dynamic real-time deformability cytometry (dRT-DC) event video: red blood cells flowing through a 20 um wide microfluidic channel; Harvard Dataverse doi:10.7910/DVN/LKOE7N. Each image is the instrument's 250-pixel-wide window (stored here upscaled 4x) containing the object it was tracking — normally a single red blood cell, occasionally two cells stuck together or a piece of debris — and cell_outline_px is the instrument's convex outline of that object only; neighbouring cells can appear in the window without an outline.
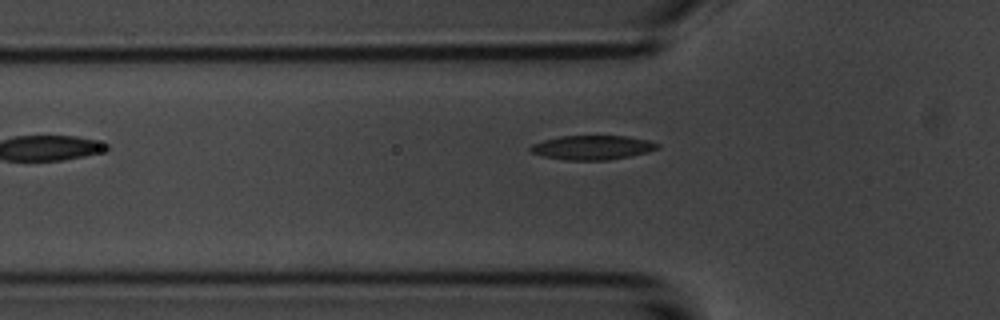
{"species": "common noctule bat (a hibernating species)", "species_latin": "Nyctalus noctula", "temperature_condition": "room temperature", "stored_images_in_passage": 39, "camera_frame_rate_fps": 3000, "um_per_image_px": 0.085, "animal": {"sex": "male", "body_mass_g": 20.1, "forearm_length_mm": 53.5}, "frame": {"image": 1, "passage_image": 2, "time_ms": 0.333, "image_size_px": [1000, 320], "cell_outline_px": [[660, 148], [648, 152], [608, 160], [564, 160], [544, 156], [532, 152], [528, 148], [532, 144], [544, 140], [560, 136], [628, 136], [648, 140], [660, 144]], "centroid_in_image_um": [50.37, 12.53], "position_along_channel_um": 75.4, "area_um2": 17.92}}
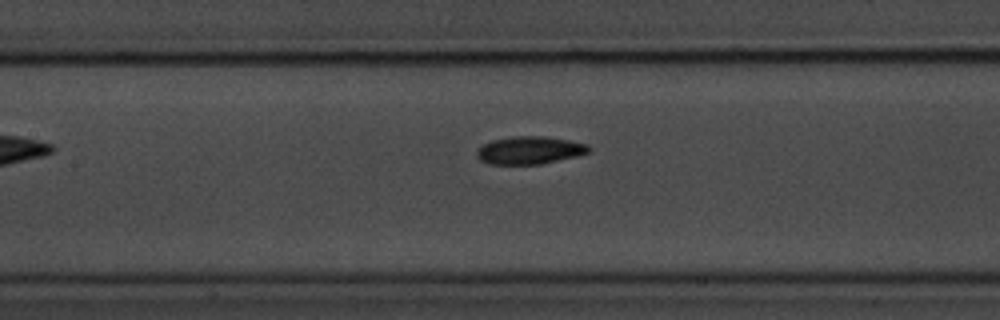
{"frame": {"image": 2, "passage_image": 9, "time_ms": 2.667, "image_size_px": [1000, 320], "cell_outline_px": [[592, 152], [576, 156], [540, 164], [488, 164], [480, 160], [476, 156], [476, 152], [484, 144], [492, 140], [512, 136], [544, 136], [568, 140], [588, 144], [592, 148]], "centroid_in_image_um": [45.04, 12.77], "position_along_channel_um": 162.4, "area_um2": 18.15}}
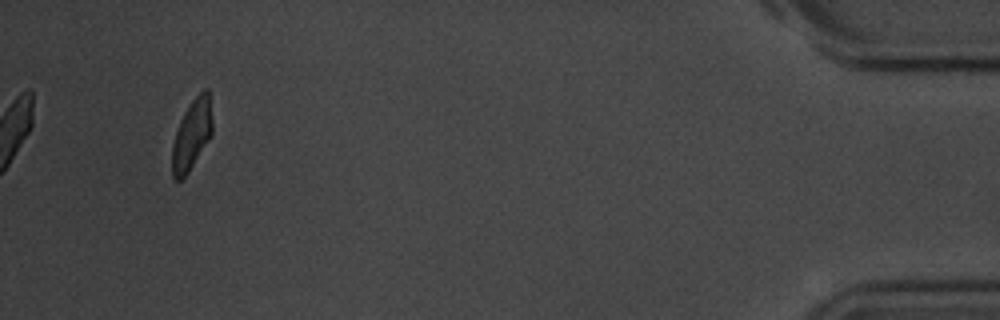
{"frame": {"image": 3, "passage_image": 36, "time_ms": 11.667, "image_size_px": [1000, 320], "cell_outline_px": [[212, 136], [188, 172], [180, 180], [176, 180], [172, 176], [172, 144], [180, 120], [184, 112], [192, 100], [204, 88], [208, 88], [212, 120]], "centroid_in_image_um": [16.31, 11.44], "position_along_channel_um": 418.9, "area_um2": 16.42}, "authors_computed_cell_mechanics": {"area_um2": 17.6868, "velocity_mm_per_s": 3.6861, "shape_relaxation_time_tau1_ms": 3.2205, "shape_relaxation_time_tau2_ms": 3.7824, "deformation_change_tau1": 0.1393, "deformation_change_tau2": 0.0751}}